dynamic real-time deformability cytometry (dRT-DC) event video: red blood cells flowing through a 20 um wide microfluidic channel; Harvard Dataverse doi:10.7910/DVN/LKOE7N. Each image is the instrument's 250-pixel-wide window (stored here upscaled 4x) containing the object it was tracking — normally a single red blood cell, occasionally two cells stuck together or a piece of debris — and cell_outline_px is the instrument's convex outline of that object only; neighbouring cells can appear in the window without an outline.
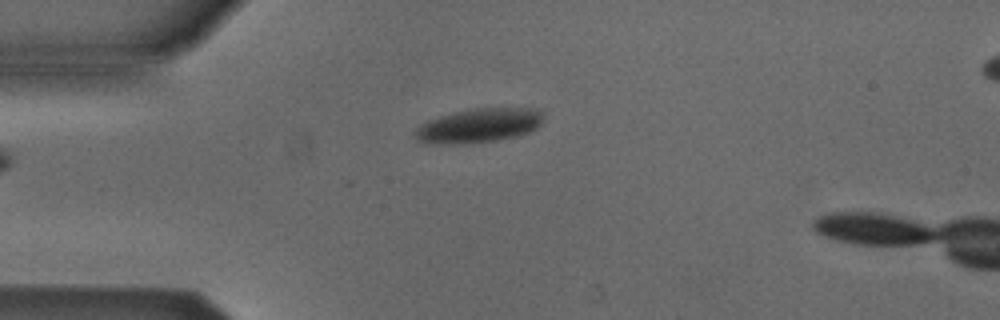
{"species": "Egyptian fruit bat (a non-hibernating species)", "species_latin": "Rousettus aegyptiacus", "temperature_condition": "cold", "stored_images_in_passage": 6, "camera_frame_rate_fps": 3000, "um_per_image_px": 0.085, "animal": {"sex": "male"}, "frame": {"image": 1, "passage_image": 6, "time_ms": 1.667, "image_size_px": [1000, 320], "cell_outline_px": [[544, 120], [536, 128], [528, 132], [516, 136], [496, 140], [456, 144], [448, 144], [416, 140], [412, 136], [412, 132], [420, 124], [428, 120], [440, 116], [468, 108], [540, 108], [544, 112]], "centroid_in_image_um": [40.72, 10.65], "position_along_channel_um": 44.3, "area_um2": 25.72}}